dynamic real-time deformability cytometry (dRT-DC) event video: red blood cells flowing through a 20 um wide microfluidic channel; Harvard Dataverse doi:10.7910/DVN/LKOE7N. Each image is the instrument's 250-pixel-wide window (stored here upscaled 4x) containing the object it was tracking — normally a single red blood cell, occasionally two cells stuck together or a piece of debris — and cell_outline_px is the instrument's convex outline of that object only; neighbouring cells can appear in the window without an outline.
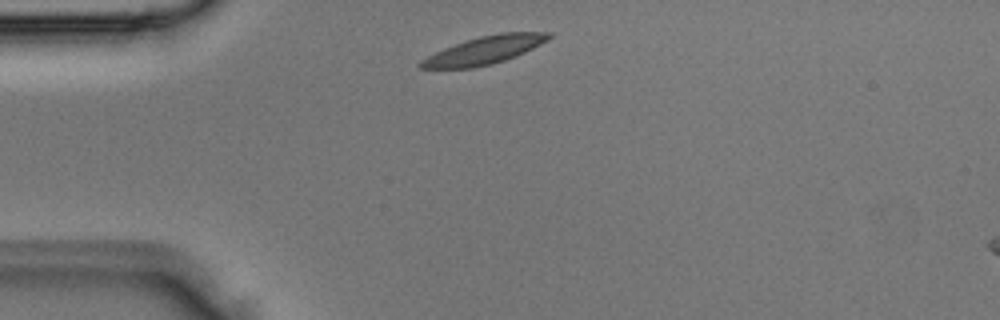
{"species": "Egyptian fruit bat (a non-hibernating species)", "species_latin": "Rousettus aegyptiacus", "temperature_condition": "room temperature", "stored_images_in_passage": 2, "camera_frame_rate_fps": 3000, "um_per_image_px": 0.085, "animal": {"sex": "male"}, "frame": {"image": 1, "passage_image": 1, "time_ms": 0.0, "image_size_px": [1000, 320], "cell_outline_px": [[552, 36], [548, 40], [516, 56], [492, 64], [472, 68], [420, 68], [416, 64], [420, 60], [444, 48], [480, 36], [500, 32], [552, 32]], "centroid_in_image_um": [41.18, 4.26], "position_along_channel_um": 43.8, "area_um2": 20.58}}